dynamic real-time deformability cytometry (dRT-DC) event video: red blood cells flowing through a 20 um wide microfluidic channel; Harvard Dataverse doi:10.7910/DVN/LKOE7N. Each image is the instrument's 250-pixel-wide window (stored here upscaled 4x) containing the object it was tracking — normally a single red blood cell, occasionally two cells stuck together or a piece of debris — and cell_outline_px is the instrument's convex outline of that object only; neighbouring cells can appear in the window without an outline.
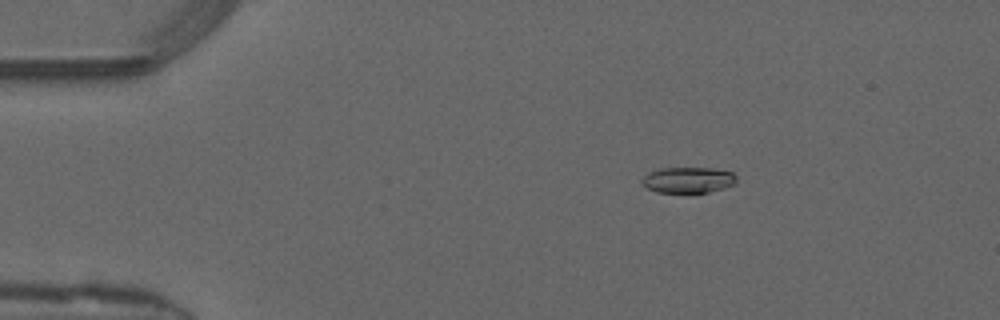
{"species": "common noctule bat (a hibernating species)", "species_latin": "Nyctalus noctula", "temperature_condition": "warm", "stored_images_in_passage": 15, "camera_frame_rate_fps": 3000, "um_per_image_px": 0.085, "animal": {"sex": "male", "forearm_length_mm": 52.5}, "frame": {"image": 1, "passage_image": 4, "time_ms": 1.0, "image_size_px": [1000, 320], "cell_outline_px": [[736, 184], [724, 188], [708, 192], [656, 192], [648, 188], [640, 180], [648, 172], [660, 168], [712, 168], [732, 172], [736, 176]], "centroid_in_image_um": [58.5, 15.29], "position_along_channel_um": 26.5, "area_um2": 14.22}}
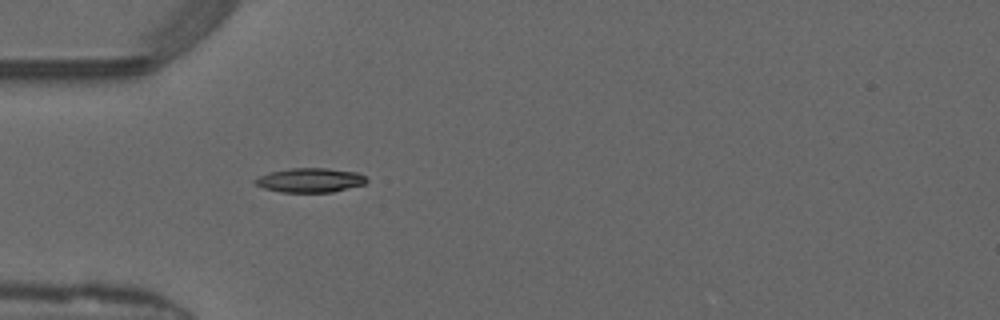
{"frame": {"image": 2, "passage_image": 11, "time_ms": 3.333, "image_size_px": [1000, 320], "cell_outline_px": [[368, 180], [364, 184], [332, 192], [280, 192], [264, 188], [256, 184], [252, 180], [268, 172], [292, 168], [328, 168], [356, 172], [364, 176]], "centroid_in_image_um": [26.34, 15.31], "position_along_channel_um": 58.7, "area_um2": 15.72}}
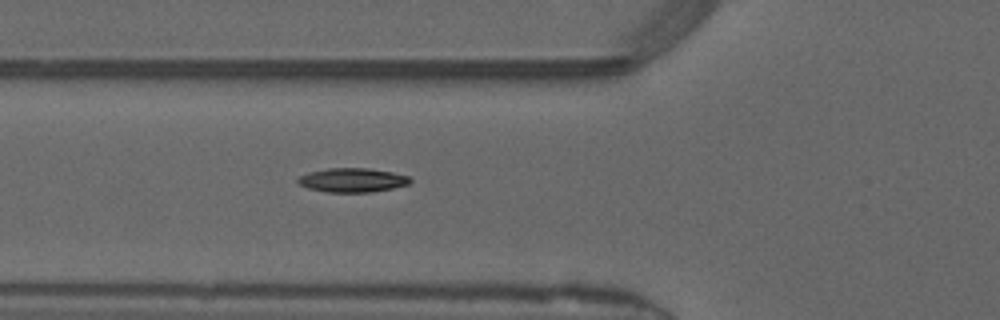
{"frame": {"image": 3, "passage_image": 14, "time_ms": 4.333, "image_size_px": [1000, 320], "cell_outline_px": [[412, 180], [408, 184], [392, 188], [372, 192], [328, 192], [308, 188], [300, 184], [296, 180], [300, 176], [308, 172], [328, 168], [368, 168], [392, 172], [408, 176]], "centroid_in_image_um": [29.94, 15.3], "position_along_channel_um": 95.9, "area_um2": 15.66}}